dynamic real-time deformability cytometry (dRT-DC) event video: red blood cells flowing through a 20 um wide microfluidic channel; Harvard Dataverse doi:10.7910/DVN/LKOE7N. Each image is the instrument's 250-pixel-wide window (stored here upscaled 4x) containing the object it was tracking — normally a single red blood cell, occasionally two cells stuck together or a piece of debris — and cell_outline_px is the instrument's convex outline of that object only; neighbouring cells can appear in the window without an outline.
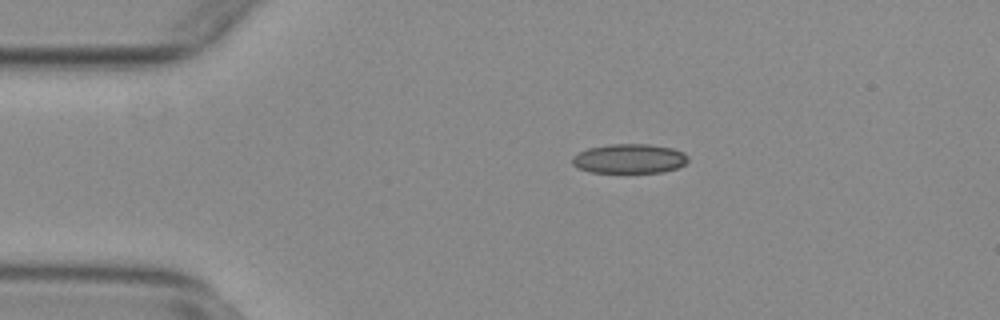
{"species": "common noctule bat (a hibernating species)", "species_latin": "Nyctalus noctula", "temperature_condition": "warm", "stored_images_in_passage": 55, "camera_frame_rate_fps": 3000, "um_per_image_px": 0.085, "animal": {"sex": "female", "body_mass_g": 29.2, "forearm_length_mm": 56.3}, "frame": {"image": 1, "passage_image": 11, "time_ms": 3.333, "image_size_px": [1000, 320], "cell_outline_px": [[688, 160], [684, 164], [676, 168], [664, 172], [592, 172], [580, 168], [572, 164], [572, 156], [588, 148], [608, 144], [648, 144], [672, 148], [684, 152], [688, 156]], "centroid_in_image_um": [53.51, 13.48], "position_along_channel_um": 31.5, "area_um2": 19.77}}
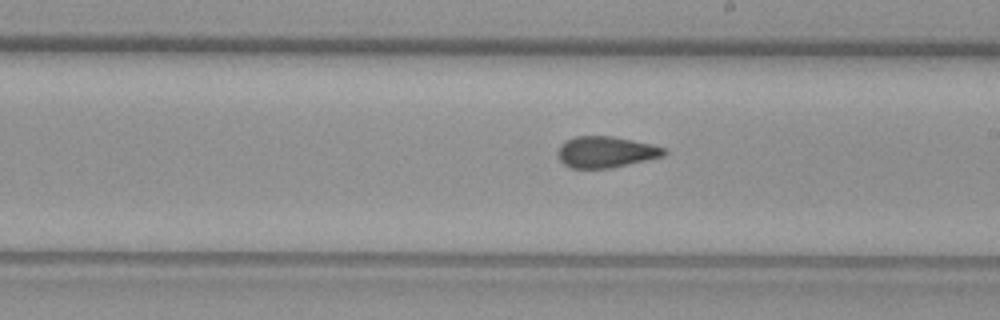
{"frame": {"image": 2, "passage_image": 31, "time_ms": 10.0, "image_size_px": [1000, 320], "cell_outline_px": [[668, 152], [664, 156], [612, 168], [568, 168], [560, 160], [556, 152], [560, 144], [564, 140], [576, 136], [612, 136], [652, 144], [664, 148]], "centroid_in_image_um": [51.46, 12.92], "position_along_channel_um": 237.5, "area_um2": 19.54}}
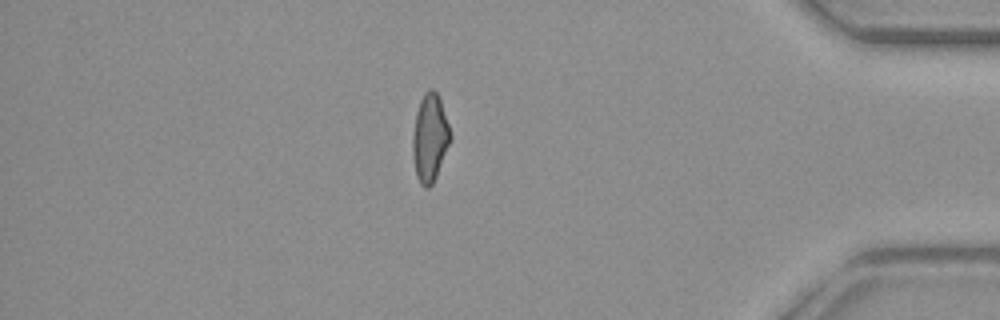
{"frame": {"image": 3, "passage_image": 47, "time_ms": 15.333, "image_size_px": [1000, 320], "cell_outline_px": [[452, 140], [436, 176], [432, 184], [428, 188], [424, 188], [420, 184], [416, 176], [412, 152], [412, 136], [416, 112], [420, 100], [424, 92], [428, 88], [432, 88], [436, 92], [440, 100], [452, 136]], "centroid_in_image_um": [36.53, 11.73], "position_along_channel_um": 398.7, "area_um2": 19.42}, "authors_computed_cell_mechanics": {"area_um2": 19.5942, "velocity_mm_per_s": 3.7918, "shape_relaxation_time_tau1_ms": null, "shape_relaxation_time_tau2_ms": 1.8471, "deformation_change_tau1": null, "deformation_change_tau2": 0.0914}}